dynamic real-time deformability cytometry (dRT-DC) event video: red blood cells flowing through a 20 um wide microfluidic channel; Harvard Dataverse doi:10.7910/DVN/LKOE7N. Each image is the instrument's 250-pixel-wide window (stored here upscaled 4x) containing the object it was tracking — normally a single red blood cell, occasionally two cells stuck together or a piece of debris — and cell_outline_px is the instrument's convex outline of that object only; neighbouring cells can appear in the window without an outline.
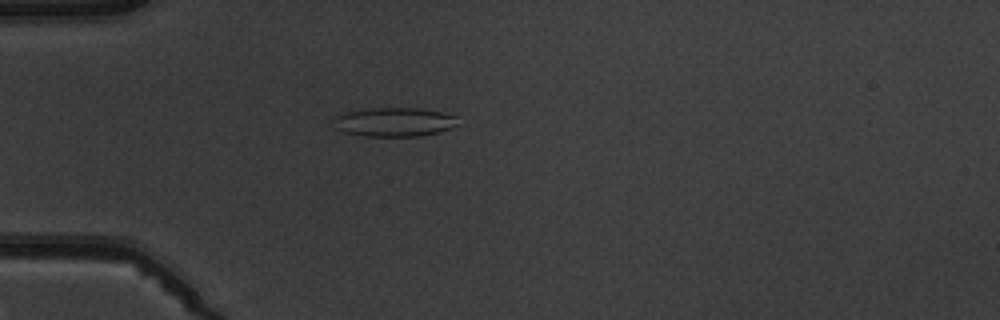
{"species": "common noctule bat (a hibernating species)", "species_latin": "Nyctalus noctula", "temperature_condition": "warm", "stored_images_in_passage": 4, "camera_frame_rate_fps": 3000, "um_per_image_px": 0.085, "animal": {"sex": "male", "body_mass_g": 19.5, "forearm_length_mm": 54.6}, "frame": {"image": 1, "passage_image": 4, "time_ms": 3.333, "image_size_px": [1000, 320], "cell_outline_px": [[456, 124], [452, 128], [420, 136], [364, 136], [344, 132], [336, 128], [332, 120], [332, 116], [344, 112], [372, 108], [420, 108], [440, 112], [456, 116]], "centroid_in_image_um": [33.44, 10.37], "position_along_channel_um": 51.6, "area_um2": 20.98}}